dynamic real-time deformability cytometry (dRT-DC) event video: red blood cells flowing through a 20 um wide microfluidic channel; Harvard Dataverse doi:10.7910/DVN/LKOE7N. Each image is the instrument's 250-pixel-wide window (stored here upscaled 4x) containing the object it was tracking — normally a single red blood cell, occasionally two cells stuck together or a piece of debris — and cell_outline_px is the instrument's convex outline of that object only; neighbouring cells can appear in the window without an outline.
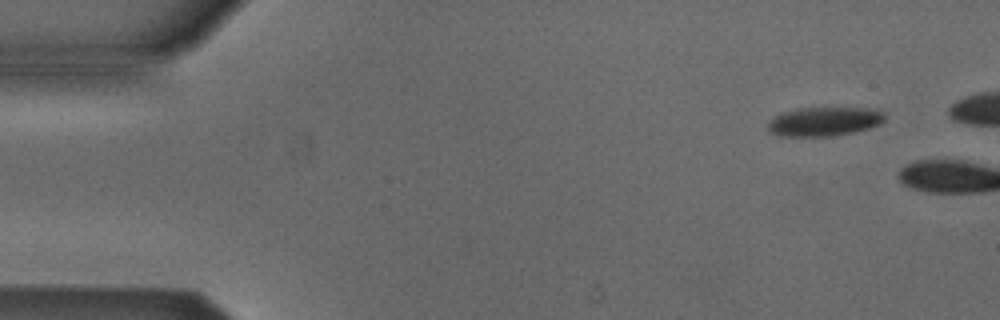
{"species": "Egyptian fruit bat (a non-hibernating species)", "species_latin": "Rousettus aegyptiacus", "temperature_condition": "cold", "stored_images_in_passage": 2, "camera_frame_rate_fps": 3000, "um_per_image_px": 0.085, "animal": {"sex": "male"}, "frame": {"image": 1, "passage_image": 1, "time_ms": 0.0, "image_size_px": [1000, 320], "cell_outline_px": [[884, 120], [880, 124], [868, 128], [852, 132], [828, 136], [780, 136], [772, 132], [768, 128], [768, 124], [776, 116], [784, 112], [800, 108], [856, 108], [884, 112]], "centroid_in_image_um": [70.05, 10.33], "position_along_channel_um": 15.0, "area_um2": 19.19}}